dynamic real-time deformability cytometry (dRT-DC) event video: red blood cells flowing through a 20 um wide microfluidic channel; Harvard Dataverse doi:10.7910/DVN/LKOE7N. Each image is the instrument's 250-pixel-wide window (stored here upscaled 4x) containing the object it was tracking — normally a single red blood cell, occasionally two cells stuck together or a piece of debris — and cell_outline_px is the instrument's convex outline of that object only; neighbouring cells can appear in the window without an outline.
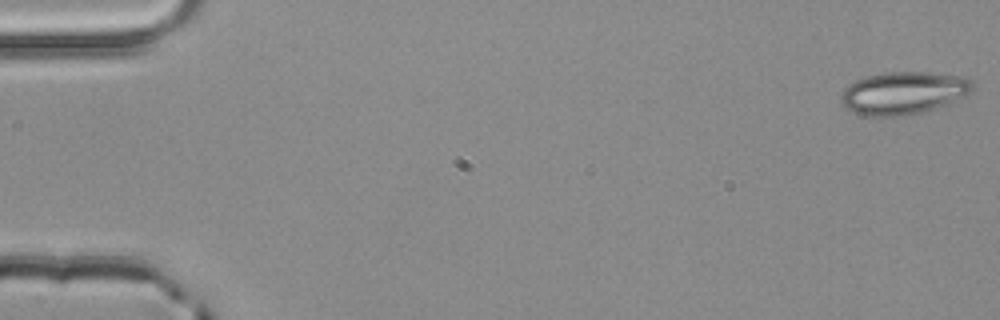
{"species": "common noctule bat (a hibernating species)", "species_latin": "Nyctalus noctula", "temperature_condition": "room temperature", "stored_images_in_passage": 4, "camera_frame_rate_fps": 3000, "um_per_image_px": 0.085, "animal": {"sex": "male", "body_mass_g": 20.4}, "frame": {"image": 1, "passage_image": 1, "time_ms": 0.0, "image_size_px": [1000, 320], "cell_outline_px": [[976, 88], [972, 92], [964, 96], [924, 112], [900, 116], [864, 116], [852, 112], [840, 100], [840, 92], [844, 88], [856, 80], [868, 76], [884, 72], [928, 72], [964, 76], [972, 80], [976, 84]], "centroid_in_image_um": [76.82, 7.89], "position_along_channel_um": 8.2, "area_um2": 32.89}}